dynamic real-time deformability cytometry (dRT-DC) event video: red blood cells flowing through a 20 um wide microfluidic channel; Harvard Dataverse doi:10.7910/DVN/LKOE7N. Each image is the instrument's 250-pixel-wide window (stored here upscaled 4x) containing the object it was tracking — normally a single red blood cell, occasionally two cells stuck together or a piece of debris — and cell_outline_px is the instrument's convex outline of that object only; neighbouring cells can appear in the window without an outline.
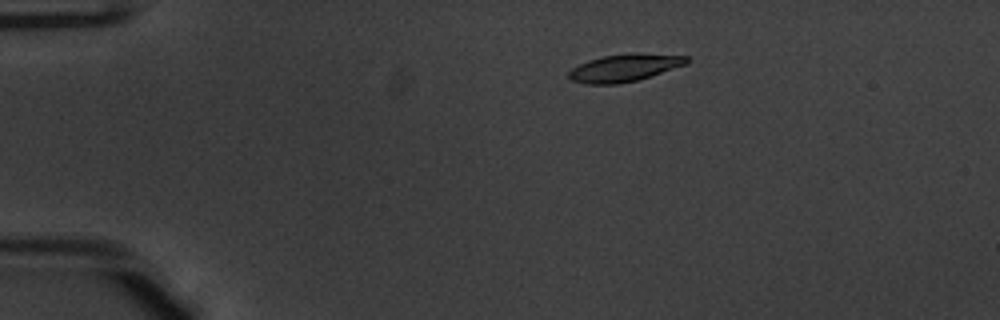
{"species": "common noctule bat (a hibernating species)", "species_latin": "Nyctalus noctula", "temperature_condition": "warm", "stored_images_in_passage": 43, "camera_frame_rate_fps": 3000, "um_per_image_px": 0.085, "animal": {"sex": "male", "body_mass_g": 20.1, "forearm_length_mm": 53.5}, "frame": {"image": 1, "passage_image": 1, "time_ms": 0.0, "image_size_px": [1000, 320], "cell_outline_px": [[688, 64], [636, 80], [616, 84], [584, 84], [572, 80], [568, 76], [568, 72], [572, 68], [588, 60], [604, 56], [628, 52], [636, 52], [688, 56]], "centroid_in_image_um": [53.08, 5.74], "position_along_channel_um": 31.9, "area_um2": 18.9}}
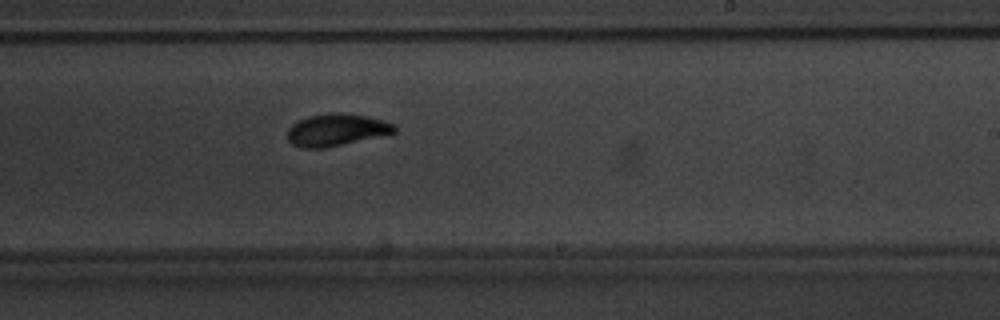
{"frame": {"image": 2, "passage_image": 23, "time_ms": 7.333, "image_size_px": [1000, 320], "cell_outline_px": [[396, 132], [324, 148], [304, 148], [292, 144], [288, 140], [288, 128], [292, 124], [308, 116], [328, 112], [340, 112], [368, 116], [384, 120], [396, 124]], "centroid_in_image_um": [28.6, 11.02], "position_along_channel_um": 260.4, "area_um2": 20.0}}
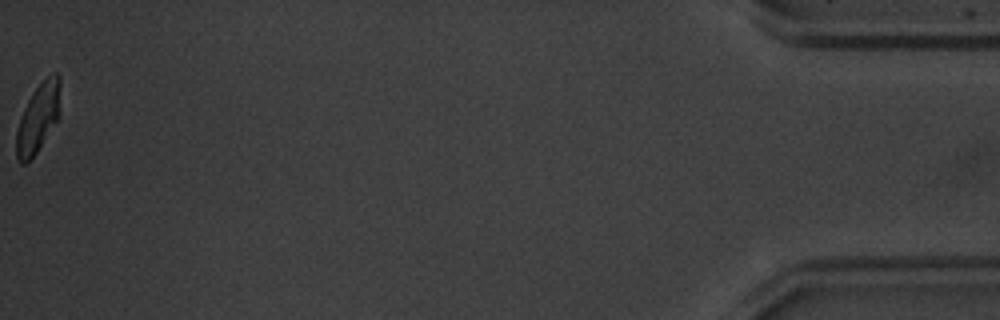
{"frame": {"image": 3, "passage_image": 43, "time_ms": 14.0, "image_size_px": [1000, 320], "cell_outline_px": [[60, 116], [36, 152], [24, 164], [20, 164], [16, 156], [16, 132], [24, 108], [32, 92], [52, 72], [56, 72], [60, 76]], "centroid_in_image_um": [3.26, 9.99], "position_along_channel_um": 431.9, "area_um2": 17.51}, "authors_computed_cell_mechanics": {"area_um2": 19.5364, "velocity_mm_per_s": 3.9345, "shape_relaxation_time_tau1_ms": 2.5441, "shape_relaxation_time_tau2_ms": 1.9743, "deformation_change_tau1": 0.161, "deformation_change_tau2": 0.063}}